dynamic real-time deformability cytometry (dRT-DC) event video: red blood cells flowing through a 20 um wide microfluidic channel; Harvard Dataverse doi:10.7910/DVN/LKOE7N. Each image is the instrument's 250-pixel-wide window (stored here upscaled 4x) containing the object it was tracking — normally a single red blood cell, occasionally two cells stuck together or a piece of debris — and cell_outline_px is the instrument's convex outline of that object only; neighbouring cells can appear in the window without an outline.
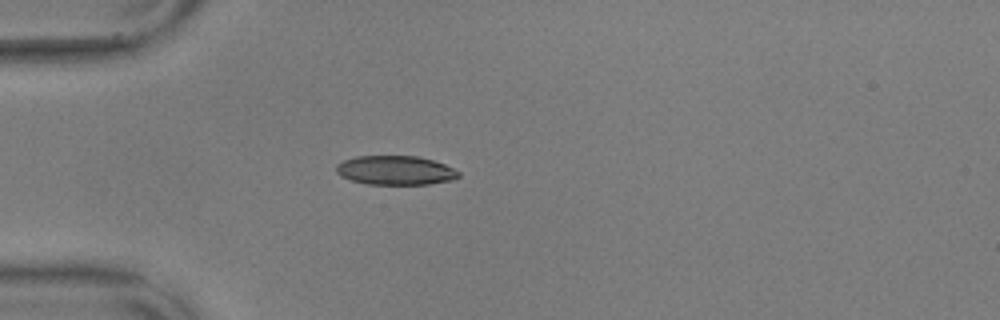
{"species": "common noctule bat (a hibernating species)", "species_latin": "Nyctalus noctula", "temperature_condition": "warm", "stored_images_in_passage": 41, "camera_frame_rate_fps": 3000, "um_per_image_px": 0.085, "animal": {"sex": "male", "body_mass_g": 17.9, "forearm_length_mm": 54.2}, "frame": {"image": 1, "passage_image": 1, "time_ms": 0.0, "image_size_px": [1000, 320], "cell_outline_px": [[460, 176], [452, 180], [428, 184], [368, 184], [352, 180], [340, 176], [336, 172], [336, 164], [344, 160], [356, 156], [416, 156], [432, 160], [444, 164], [460, 172]], "centroid_in_image_um": [33.6, 14.47], "position_along_channel_um": 51.4, "area_um2": 20.69}}
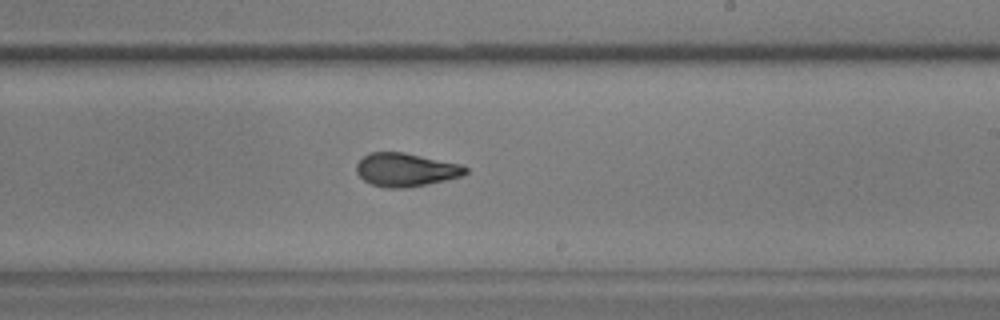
{"frame": {"image": 2, "passage_image": 19, "time_ms": 6.0, "image_size_px": [1000, 320], "cell_outline_px": [[468, 172], [464, 176], [428, 184], [408, 188], [384, 188], [372, 184], [364, 180], [356, 172], [356, 164], [364, 156], [372, 152], [404, 152], [460, 164], [468, 168]], "centroid_in_image_um": [34.51, 14.44], "position_along_channel_um": 254.5, "area_um2": 21.33}}
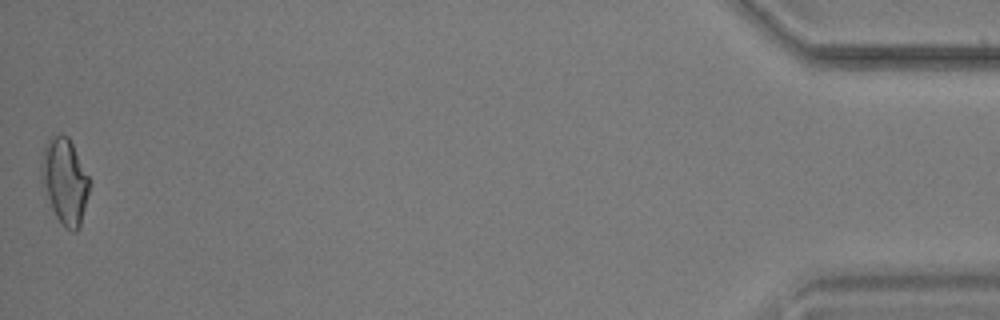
{"frame": {"image": 3, "passage_image": 41, "time_ms": 13.333, "image_size_px": [1000, 320], "cell_outline_px": [[88, 192], [80, 228], [76, 232], [72, 232], [64, 228], [56, 216], [52, 208], [40, 180], [40, 164], [44, 144], [52, 136], [60, 132], [68, 136], [88, 176]], "centroid_in_image_um": [5.46, 15.38], "position_along_channel_um": 429.7, "area_um2": 23.99}, "authors_computed_cell_mechanics": {"area_um2": 21.4438, "velocity_mm_per_s": 3.5809, "shape_relaxation_time_tau1_ms": 9.3026, "shape_relaxation_time_tau2_ms": 2.0047, "deformation_change_tau1": 0.2384, "deformation_change_tau2": 0.0812}}